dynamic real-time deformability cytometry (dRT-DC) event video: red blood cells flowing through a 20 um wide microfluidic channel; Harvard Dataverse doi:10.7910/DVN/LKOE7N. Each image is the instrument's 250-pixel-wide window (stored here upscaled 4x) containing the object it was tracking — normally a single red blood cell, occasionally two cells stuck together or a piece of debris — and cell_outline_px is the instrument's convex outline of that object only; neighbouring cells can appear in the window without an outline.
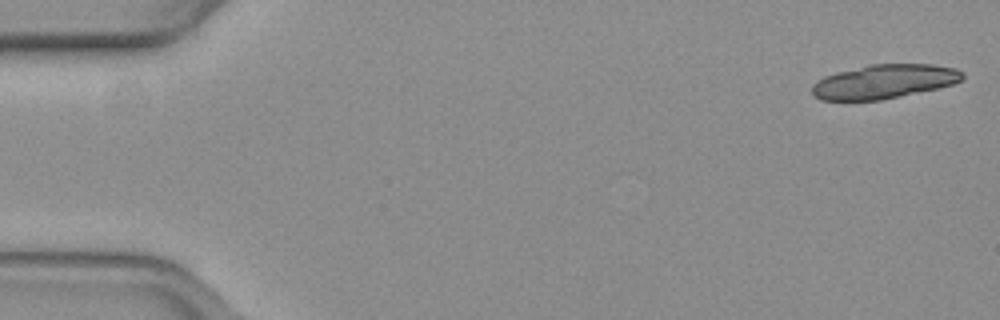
{"species": "common noctule bat (a hibernating species)", "species_latin": "Nyctalus noctula", "temperature_condition": "warm", "stored_images_in_passage": 18, "camera_frame_rate_fps": 3000, "um_per_image_px": 0.085, "animal": {"sex": "female", "body_mass_g": 19.3, "forearm_length_mm": 54.1}, "frame": {"image": 1, "passage_image": 1, "time_ms": 0.0, "image_size_px": [1000, 320], "cell_outline_px": [[964, 76], [960, 80], [952, 84], [936, 88], [900, 96], [880, 100], [820, 100], [812, 92], [812, 84], [824, 76], [836, 72], [868, 64], [932, 64], [956, 68], [964, 72]], "centroid_in_image_um": [75.13, 6.92], "position_along_channel_um": 9.9, "area_um2": 29.77}}